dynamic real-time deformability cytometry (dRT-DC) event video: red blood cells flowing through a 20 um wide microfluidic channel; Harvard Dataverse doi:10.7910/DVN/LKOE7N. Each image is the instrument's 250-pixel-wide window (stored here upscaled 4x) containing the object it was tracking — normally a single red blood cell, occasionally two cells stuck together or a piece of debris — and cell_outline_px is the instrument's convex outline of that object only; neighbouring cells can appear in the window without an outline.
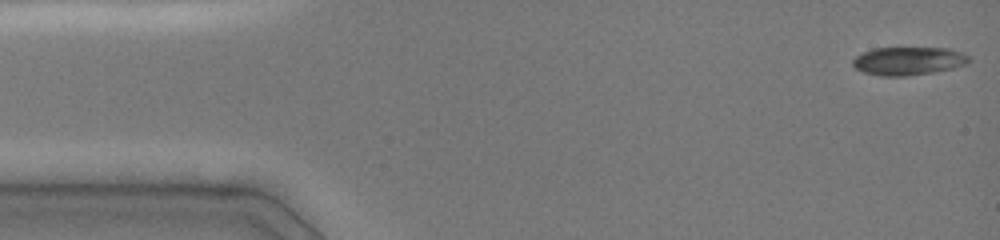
{"species": "common noctule bat (a hibernating species)", "species_latin": "Nyctalus noctula", "temperature_condition": "cold", "stored_images_in_passage": 46, "camera_frame_rate_fps": 3000, "um_per_image_px": 0.085, "animal": {"sex": "female", "body_mass_g": 19.0, "forearm_length_mm": 51.5}, "frame": {"image": 1, "passage_image": 1, "time_ms": 0.0, "image_size_px": [1000, 240], "cell_outline_px": [[972, 60], [968, 64], [952, 68], [932, 72], [908, 76], [880, 76], [864, 72], [856, 68], [852, 64], [852, 60], [856, 56], [872, 48], [948, 48], [960, 52], [968, 56]], "centroid_in_image_um": [77.22, 5.18], "position_along_channel_um": 7.8, "area_um2": 19.07}}
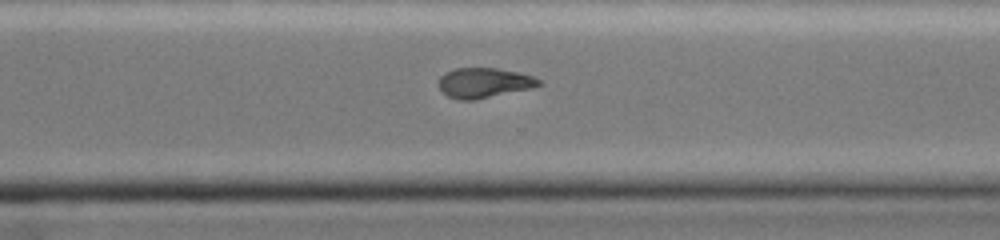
{"frame": {"image": 2, "passage_image": 33, "time_ms": 10.667, "image_size_px": [1000, 240], "cell_outline_px": [[540, 84], [532, 88], [476, 100], [460, 100], [448, 96], [440, 92], [440, 76], [444, 72], [456, 68], [496, 68], [520, 72], [532, 76], [540, 80]], "centroid_in_image_um": [41.12, 7.04], "position_along_channel_um": 329.5, "area_um2": 17.57}}
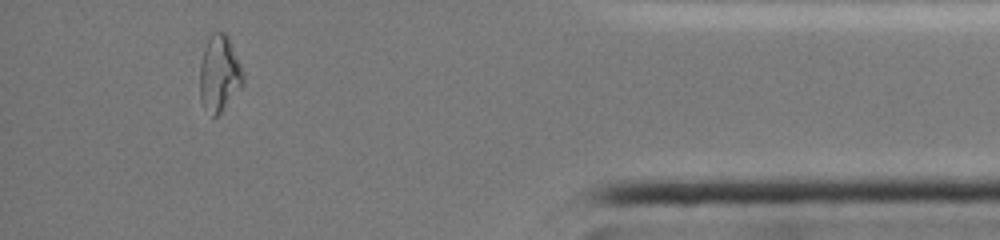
{"frame": {"image": 3, "passage_image": 42, "time_ms": 13.667, "image_size_px": [1000, 240], "cell_outline_px": [[244, 84], [220, 112], [216, 116], [212, 116], [200, 100], [200, 64], [204, 48], [212, 32], [224, 32], [228, 36], [244, 72]], "centroid_in_image_um": [18.65, 6.23], "position_along_channel_um": 416.5, "area_um2": 19.07}, "authors_computed_cell_mechanics": {"area_um2": 19.1607, "velocity_mm_per_s": 4.0783, "shape_relaxation_time_tau1_ms": null, "shape_relaxation_time_tau2_ms": 4.8494, "deformation_change_tau1": null, "deformation_change_tau2": 0.076}}